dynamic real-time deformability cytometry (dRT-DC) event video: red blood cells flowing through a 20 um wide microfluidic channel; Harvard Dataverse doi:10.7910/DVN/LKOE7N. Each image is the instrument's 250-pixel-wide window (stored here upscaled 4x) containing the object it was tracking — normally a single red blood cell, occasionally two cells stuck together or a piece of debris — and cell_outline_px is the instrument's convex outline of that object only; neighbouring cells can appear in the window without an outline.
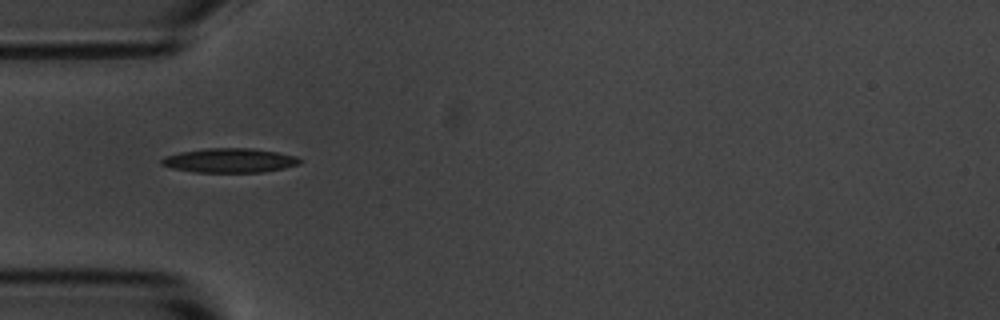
{"species": "common noctule bat (a hibernating species)", "species_latin": "Nyctalus noctula", "temperature_condition": "room temperature", "stored_images_in_passage": 37, "camera_frame_rate_fps": 3000, "um_per_image_px": 0.085, "animal": {"sex": "male", "body_mass_g": 20.1, "forearm_length_mm": 53.5}, "frame": {"image": 1, "passage_image": 1, "time_ms": 0.0, "image_size_px": [1000, 320], "cell_outline_px": [[304, 160], [300, 164], [284, 168], [264, 172], [192, 172], [172, 168], [160, 164], [160, 160], [164, 156], [180, 152], [204, 148], [252, 148], [276, 152], [296, 156]], "centroid_in_image_um": [19.52, 13.64], "position_along_channel_um": 65.5, "area_um2": 19.77}}
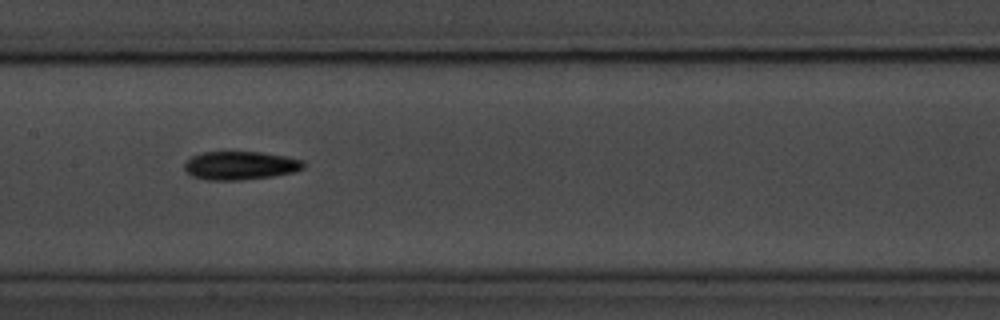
{"frame": {"image": 2, "passage_image": 11, "time_ms": 3.333, "image_size_px": [1000, 320], "cell_outline_px": [[304, 168], [292, 172], [272, 176], [240, 180], [208, 180], [192, 176], [184, 168], [184, 164], [192, 156], [204, 152], [260, 152], [284, 156], [304, 160]], "centroid_in_image_um": [20.42, 14.07], "position_along_channel_um": 187.0, "area_um2": 19.54}}
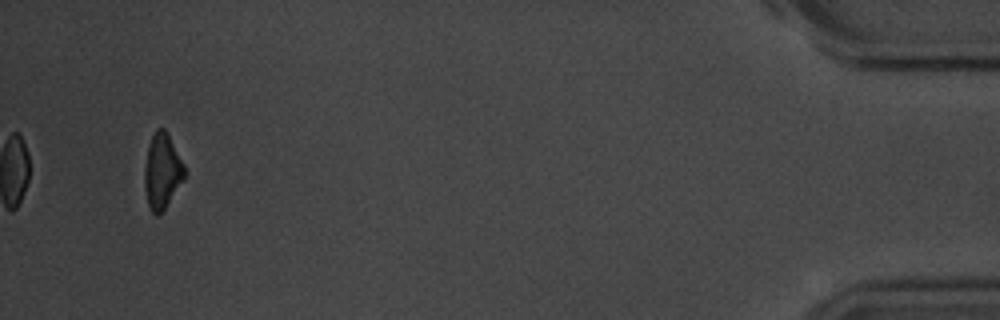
{"frame": {"image": 3, "passage_image": 37, "time_ms": 12.0, "image_size_px": [1000, 320], "cell_outline_px": [[184, 180], [164, 208], [156, 216], [152, 212], [148, 204], [144, 188], [144, 168], [148, 144], [156, 128], [164, 128], [184, 164]], "centroid_in_image_um": [13.76, 14.54], "position_along_channel_um": 421.4, "area_um2": 17.28}, "authors_computed_cell_mechanics": {"area_um2": 18.6116, "velocity_mm_per_s": 3.6337, "shape_relaxation_time_tau1_ms": 3.8041, "shape_relaxation_time_tau2_ms": null, "deformation_change_tau1": 0.1429, "deformation_change_tau2": null}}